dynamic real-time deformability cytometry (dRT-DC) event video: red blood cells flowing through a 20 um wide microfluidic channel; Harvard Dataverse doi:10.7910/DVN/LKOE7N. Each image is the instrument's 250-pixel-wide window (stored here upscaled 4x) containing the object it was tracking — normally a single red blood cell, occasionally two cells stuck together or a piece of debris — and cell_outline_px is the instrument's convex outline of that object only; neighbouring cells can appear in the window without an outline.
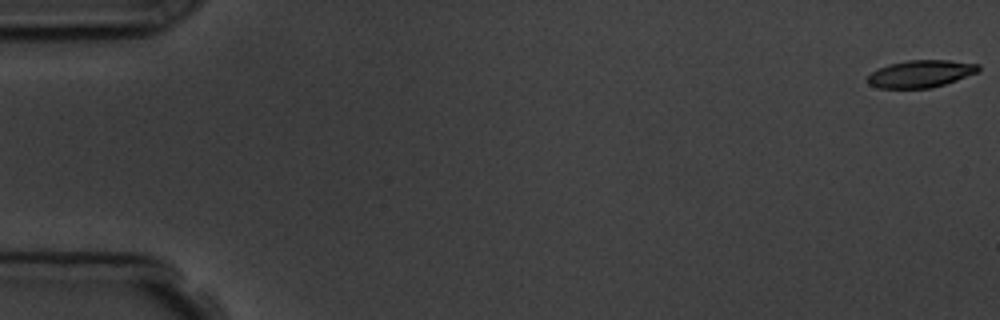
{"species": "common noctule bat (a hibernating species)", "species_latin": "Nyctalus noctula", "temperature_condition": "room temperature", "stored_images_in_passage": 4, "camera_frame_rate_fps": 3000, "um_per_image_px": 0.085, "animal": {"sex": "male", "body_mass_g": 19.5, "forearm_length_mm": 54.6}, "frame": {"image": 1, "passage_image": 1, "time_ms": 0.0, "image_size_px": [1000, 320], "cell_outline_px": [[980, 72], [932, 88], [880, 88], [868, 84], [868, 76], [872, 72], [888, 64], [908, 60], [948, 60], [980, 64]], "centroid_in_image_um": [78.3, 6.27], "position_along_channel_um": 6.7, "area_um2": 17.63}}